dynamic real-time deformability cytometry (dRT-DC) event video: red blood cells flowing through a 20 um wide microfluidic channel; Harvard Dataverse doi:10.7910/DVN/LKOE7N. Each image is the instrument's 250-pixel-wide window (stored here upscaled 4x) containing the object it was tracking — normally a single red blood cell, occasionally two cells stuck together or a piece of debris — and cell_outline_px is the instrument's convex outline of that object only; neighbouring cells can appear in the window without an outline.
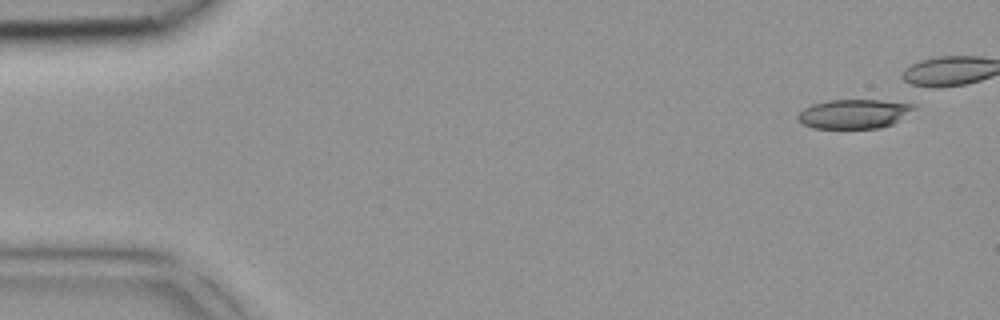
{"species": "common noctule bat (a hibernating species)", "species_latin": "Nyctalus noctula", "temperature_condition": "room temperature", "stored_images_in_passage": 7, "camera_frame_rate_fps": 3000, "um_per_image_px": 0.085, "animal": {"sex": "female", "body_mass_g": 18.4}, "frame": {"image": 1, "passage_image": 1, "time_ms": 0.0, "image_size_px": [1000, 320], "cell_outline_px": [[916, 108], [900, 120], [892, 124], [880, 128], [812, 128], [804, 124], [796, 116], [804, 108], [812, 104], [828, 100], [880, 100], [912, 104]], "centroid_in_image_um": [72.59, 9.68], "position_along_channel_um": 12.4, "area_um2": 19.65}}
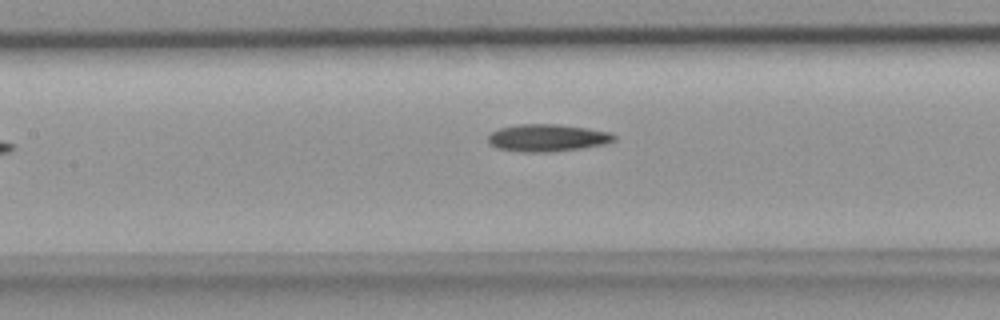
{"frame": {"image": 2, "passage_image": 7, "time_ms": 2.0, "image_size_px": [1000, 320], "cell_outline_px": [[616, 140], [604, 144], [580, 148], [548, 152], [524, 152], [496, 148], [488, 144], [488, 136], [492, 132], [500, 128], [516, 124], [556, 124], [588, 128], [608, 132], [616, 136]], "centroid_in_image_um": [46.49, 11.71], "position_along_channel_um": 160.9, "area_um2": 20.0}}